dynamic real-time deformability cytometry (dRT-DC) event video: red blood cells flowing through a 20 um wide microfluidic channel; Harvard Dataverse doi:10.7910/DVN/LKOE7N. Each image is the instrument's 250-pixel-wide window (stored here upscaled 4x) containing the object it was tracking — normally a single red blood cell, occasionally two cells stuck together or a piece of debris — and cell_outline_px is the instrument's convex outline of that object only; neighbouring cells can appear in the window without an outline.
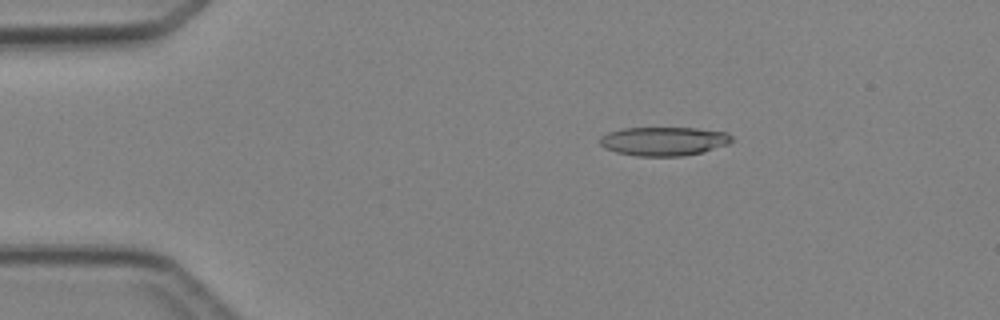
{"species": "Egyptian fruit bat (a non-hibernating species)", "species_latin": "Rousettus aegyptiacus", "temperature_condition": "cold", "stored_images_in_passage": 4, "camera_frame_rate_fps": 3000, "um_per_image_px": 0.085, "animal": {"sex": "female"}, "frame": {"image": 1, "passage_image": 2, "time_ms": 2.0, "image_size_px": [1000, 320], "cell_outline_px": [[732, 140], [728, 144], [700, 152], [684, 156], [636, 156], [616, 152], [604, 148], [600, 144], [600, 136], [608, 132], [620, 128], [696, 128], [728, 132], [732, 136]], "centroid_in_image_um": [56.39, 12.0], "position_along_channel_um": 28.6, "area_um2": 22.2}}
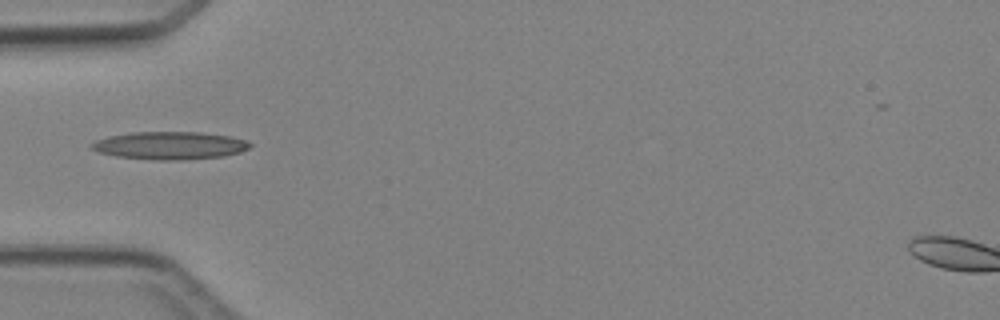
{"frame": {"image": 2, "passage_image": 4, "time_ms": 4.333, "image_size_px": [1000, 320], "cell_outline_px": [[252, 144], [248, 148], [240, 152], [224, 156], [184, 160], [156, 160], [116, 156], [100, 152], [92, 148], [88, 144], [96, 140], [108, 136], [132, 132], [200, 132], [232, 136], [248, 140]], "centroid_in_image_um": [14.46, 12.36], "position_along_channel_um": 70.5, "area_um2": 25.78}}